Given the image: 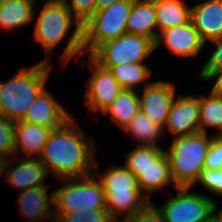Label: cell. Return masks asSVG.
<instances>
[{
  "label": "cell",
  "mask_w": 222,
  "mask_h": 222,
  "mask_svg": "<svg viewBox=\"0 0 222 222\" xmlns=\"http://www.w3.org/2000/svg\"><path fill=\"white\" fill-rule=\"evenodd\" d=\"M72 116L53 129L39 157L47 173L59 179L84 177L94 173L95 144L87 138Z\"/></svg>",
  "instance_id": "1"
},
{
  "label": "cell",
  "mask_w": 222,
  "mask_h": 222,
  "mask_svg": "<svg viewBox=\"0 0 222 222\" xmlns=\"http://www.w3.org/2000/svg\"><path fill=\"white\" fill-rule=\"evenodd\" d=\"M74 32L61 56V63L67 65L72 58L83 53L82 25L73 16L63 0H47L44 3L33 32V40L41 43L46 56L65 38L71 26Z\"/></svg>",
  "instance_id": "2"
},
{
  "label": "cell",
  "mask_w": 222,
  "mask_h": 222,
  "mask_svg": "<svg viewBox=\"0 0 222 222\" xmlns=\"http://www.w3.org/2000/svg\"><path fill=\"white\" fill-rule=\"evenodd\" d=\"M50 58L20 71L9 81H0V115L11 120H22L27 109L45 89L52 71Z\"/></svg>",
  "instance_id": "3"
},
{
  "label": "cell",
  "mask_w": 222,
  "mask_h": 222,
  "mask_svg": "<svg viewBox=\"0 0 222 222\" xmlns=\"http://www.w3.org/2000/svg\"><path fill=\"white\" fill-rule=\"evenodd\" d=\"M98 179L104 188L106 208L115 222L125 221L151 201L139 189L137 177L125 166H113Z\"/></svg>",
  "instance_id": "4"
},
{
  "label": "cell",
  "mask_w": 222,
  "mask_h": 222,
  "mask_svg": "<svg viewBox=\"0 0 222 222\" xmlns=\"http://www.w3.org/2000/svg\"><path fill=\"white\" fill-rule=\"evenodd\" d=\"M214 137H209L208 133L198 132L174 138L165 154L175 188L194 186L200 171L204 168V159Z\"/></svg>",
  "instance_id": "5"
},
{
  "label": "cell",
  "mask_w": 222,
  "mask_h": 222,
  "mask_svg": "<svg viewBox=\"0 0 222 222\" xmlns=\"http://www.w3.org/2000/svg\"><path fill=\"white\" fill-rule=\"evenodd\" d=\"M96 163L95 161V169L92 174L59 180V183H63L64 186L52 192L54 213H72L79 209L106 208L104 188L101 182L95 179V174L98 173Z\"/></svg>",
  "instance_id": "6"
},
{
  "label": "cell",
  "mask_w": 222,
  "mask_h": 222,
  "mask_svg": "<svg viewBox=\"0 0 222 222\" xmlns=\"http://www.w3.org/2000/svg\"><path fill=\"white\" fill-rule=\"evenodd\" d=\"M134 0H120L96 11L82 25L83 53L90 55L102 43L127 33L126 23Z\"/></svg>",
  "instance_id": "7"
},
{
  "label": "cell",
  "mask_w": 222,
  "mask_h": 222,
  "mask_svg": "<svg viewBox=\"0 0 222 222\" xmlns=\"http://www.w3.org/2000/svg\"><path fill=\"white\" fill-rule=\"evenodd\" d=\"M154 50L151 38L125 33L102 43L89 56L100 66L109 69L124 63H144Z\"/></svg>",
  "instance_id": "8"
},
{
  "label": "cell",
  "mask_w": 222,
  "mask_h": 222,
  "mask_svg": "<svg viewBox=\"0 0 222 222\" xmlns=\"http://www.w3.org/2000/svg\"><path fill=\"white\" fill-rule=\"evenodd\" d=\"M178 194L159 207L164 222H210L214 200L203 193L177 187Z\"/></svg>",
  "instance_id": "9"
},
{
  "label": "cell",
  "mask_w": 222,
  "mask_h": 222,
  "mask_svg": "<svg viewBox=\"0 0 222 222\" xmlns=\"http://www.w3.org/2000/svg\"><path fill=\"white\" fill-rule=\"evenodd\" d=\"M89 68L94 70L88 81L87 92L84 94L87 105L92 112L103 111L123 90L112 73L100 66L90 56ZM94 68V69H93Z\"/></svg>",
  "instance_id": "10"
},
{
  "label": "cell",
  "mask_w": 222,
  "mask_h": 222,
  "mask_svg": "<svg viewBox=\"0 0 222 222\" xmlns=\"http://www.w3.org/2000/svg\"><path fill=\"white\" fill-rule=\"evenodd\" d=\"M176 86L170 81L147 82L143 95H139L140 110L153 122L165 128L167 117L174 99Z\"/></svg>",
  "instance_id": "11"
},
{
  "label": "cell",
  "mask_w": 222,
  "mask_h": 222,
  "mask_svg": "<svg viewBox=\"0 0 222 222\" xmlns=\"http://www.w3.org/2000/svg\"><path fill=\"white\" fill-rule=\"evenodd\" d=\"M164 44L168 51L178 57H195L206 44L191 20L187 23L165 29L157 34L154 49Z\"/></svg>",
  "instance_id": "12"
},
{
  "label": "cell",
  "mask_w": 222,
  "mask_h": 222,
  "mask_svg": "<svg viewBox=\"0 0 222 222\" xmlns=\"http://www.w3.org/2000/svg\"><path fill=\"white\" fill-rule=\"evenodd\" d=\"M199 96H181L174 99L165 124L175 137L192 135L200 132L199 125Z\"/></svg>",
  "instance_id": "13"
},
{
  "label": "cell",
  "mask_w": 222,
  "mask_h": 222,
  "mask_svg": "<svg viewBox=\"0 0 222 222\" xmlns=\"http://www.w3.org/2000/svg\"><path fill=\"white\" fill-rule=\"evenodd\" d=\"M45 88L27 109L22 121L56 129L72 117Z\"/></svg>",
  "instance_id": "14"
},
{
  "label": "cell",
  "mask_w": 222,
  "mask_h": 222,
  "mask_svg": "<svg viewBox=\"0 0 222 222\" xmlns=\"http://www.w3.org/2000/svg\"><path fill=\"white\" fill-rule=\"evenodd\" d=\"M190 20L206 43L222 36V0H204L190 8Z\"/></svg>",
  "instance_id": "15"
},
{
  "label": "cell",
  "mask_w": 222,
  "mask_h": 222,
  "mask_svg": "<svg viewBox=\"0 0 222 222\" xmlns=\"http://www.w3.org/2000/svg\"><path fill=\"white\" fill-rule=\"evenodd\" d=\"M14 159V157L8 159L7 169H5L8 172L6 182L13 187H17L20 191L45 186L44 180L48 173L38 158L18 159L15 166L14 163L11 164Z\"/></svg>",
  "instance_id": "16"
},
{
  "label": "cell",
  "mask_w": 222,
  "mask_h": 222,
  "mask_svg": "<svg viewBox=\"0 0 222 222\" xmlns=\"http://www.w3.org/2000/svg\"><path fill=\"white\" fill-rule=\"evenodd\" d=\"M17 199L23 216L32 222H54L53 193L47 194L46 186L21 191ZM50 203V204H49ZM48 219L50 221H48Z\"/></svg>",
  "instance_id": "17"
},
{
  "label": "cell",
  "mask_w": 222,
  "mask_h": 222,
  "mask_svg": "<svg viewBox=\"0 0 222 222\" xmlns=\"http://www.w3.org/2000/svg\"><path fill=\"white\" fill-rule=\"evenodd\" d=\"M52 129L45 126L28 123L22 120L15 122V155L22 148L24 155L32 157L34 154L39 159L42 150L48 141Z\"/></svg>",
  "instance_id": "18"
},
{
  "label": "cell",
  "mask_w": 222,
  "mask_h": 222,
  "mask_svg": "<svg viewBox=\"0 0 222 222\" xmlns=\"http://www.w3.org/2000/svg\"><path fill=\"white\" fill-rule=\"evenodd\" d=\"M156 11L153 0H134L126 23L128 34L142 35L155 41Z\"/></svg>",
  "instance_id": "19"
},
{
  "label": "cell",
  "mask_w": 222,
  "mask_h": 222,
  "mask_svg": "<svg viewBox=\"0 0 222 222\" xmlns=\"http://www.w3.org/2000/svg\"><path fill=\"white\" fill-rule=\"evenodd\" d=\"M139 189L151 200V192L162 190L174 184L170 173L169 161L164 153L153 165L144 168L137 176Z\"/></svg>",
  "instance_id": "20"
},
{
  "label": "cell",
  "mask_w": 222,
  "mask_h": 222,
  "mask_svg": "<svg viewBox=\"0 0 222 222\" xmlns=\"http://www.w3.org/2000/svg\"><path fill=\"white\" fill-rule=\"evenodd\" d=\"M139 111V93L135 90L123 89L102 113L110 114L112 121L124 129Z\"/></svg>",
  "instance_id": "21"
},
{
  "label": "cell",
  "mask_w": 222,
  "mask_h": 222,
  "mask_svg": "<svg viewBox=\"0 0 222 222\" xmlns=\"http://www.w3.org/2000/svg\"><path fill=\"white\" fill-rule=\"evenodd\" d=\"M158 32L190 20V8L182 0H153Z\"/></svg>",
  "instance_id": "22"
},
{
  "label": "cell",
  "mask_w": 222,
  "mask_h": 222,
  "mask_svg": "<svg viewBox=\"0 0 222 222\" xmlns=\"http://www.w3.org/2000/svg\"><path fill=\"white\" fill-rule=\"evenodd\" d=\"M34 2L35 0H9L0 5V28L10 31L32 22Z\"/></svg>",
  "instance_id": "23"
},
{
  "label": "cell",
  "mask_w": 222,
  "mask_h": 222,
  "mask_svg": "<svg viewBox=\"0 0 222 222\" xmlns=\"http://www.w3.org/2000/svg\"><path fill=\"white\" fill-rule=\"evenodd\" d=\"M123 130L140 141L138 145L161 147L158 142L164 135V127L153 122L141 110Z\"/></svg>",
  "instance_id": "24"
},
{
  "label": "cell",
  "mask_w": 222,
  "mask_h": 222,
  "mask_svg": "<svg viewBox=\"0 0 222 222\" xmlns=\"http://www.w3.org/2000/svg\"><path fill=\"white\" fill-rule=\"evenodd\" d=\"M123 89L135 90L151 75V70L144 63H124L108 69Z\"/></svg>",
  "instance_id": "25"
},
{
  "label": "cell",
  "mask_w": 222,
  "mask_h": 222,
  "mask_svg": "<svg viewBox=\"0 0 222 222\" xmlns=\"http://www.w3.org/2000/svg\"><path fill=\"white\" fill-rule=\"evenodd\" d=\"M199 125L200 132L207 133L208 129L217 128L222 131V97L211 93L208 97L199 95Z\"/></svg>",
  "instance_id": "26"
},
{
  "label": "cell",
  "mask_w": 222,
  "mask_h": 222,
  "mask_svg": "<svg viewBox=\"0 0 222 222\" xmlns=\"http://www.w3.org/2000/svg\"><path fill=\"white\" fill-rule=\"evenodd\" d=\"M164 153L162 147L137 145L126 155L124 166L137 177L144 168L153 165Z\"/></svg>",
  "instance_id": "27"
},
{
  "label": "cell",
  "mask_w": 222,
  "mask_h": 222,
  "mask_svg": "<svg viewBox=\"0 0 222 222\" xmlns=\"http://www.w3.org/2000/svg\"><path fill=\"white\" fill-rule=\"evenodd\" d=\"M54 222H115L107 208L83 209L72 213H54Z\"/></svg>",
  "instance_id": "28"
},
{
  "label": "cell",
  "mask_w": 222,
  "mask_h": 222,
  "mask_svg": "<svg viewBox=\"0 0 222 222\" xmlns=\"http://www.w3.org/2000/svg\"><path fill=\"white\" fill-rule=\"evenodd\" d=\"M15 122L0 115V155L8 159L15 155Z\"/></svg>",
  "instance_id": "29"
},
{
  "label": "cell",
  "mask_w": 222,
  "mask_h": 222,
  "mask_svg": "<svg viewBox=\"0 0 222 222\" xmlns=\"http://www.w3.org/2000/svg\"><path fill=\"white\" fill-rule=\"evenodd\" d=\"M73 16L83 25L96 12V0H63Z\"/></svg>",
  "instance_id": "30"
},
{
  "label": "cell",
  "mask_w": 222,
  "mask_h": 222,
  "mask_svg": "<svg viewBox=\"0 0 222 222\" xmlns=\"http://www.w3.org/2000/svg\"><path fill=\"white\" fill-rule=\"evenodd\" d=\"M201 183L210 192L222 195V169H206L200 171L199 177L195 181Z\"/></svg>",
  "instance_id": "31"
},
{
  "label": "cell",
  "mask_w": 222,
  "mask_h": 222,
  "mask_svg": "<svg viewBox=\"0 0 222 222\" xmlns=\"http://www.w3.org/2000/svg\"><path fill=\"white\" fill-rule=\"evenodd\" d=\"M204 168L222 169V141L215 136L204 159Z\"/></svg>",
  "instance_id": "32"
},
{
  "label": "cell",
  "mask_w": 222,
  "mask_h": 222,
  "mask_svg": "<svg viewBox=\"0 0 222 222\" xmlns=\"http://www.w3.org/2000/svg\"><path fill=\"white\" fill-rule=\"evenodd\" d=\"M123 222H164V220L158 207L150 201L141 211Z\"/></svg>",
  "instance_id": "33"
},
{
  "label": "cell",
  "mask_w": 222,
  "mask_h": 222,
  "mask_svg": "<svg viewBox=\"0 0 222 222\" xmlns=\"http://www.w3.org/2000/svg\"><path fill=\"white\" fill-rule=\"evenodd\" d=\"M211 44H215L216 49L209 57L206 64L201 70H221L222 69V36L210 41Z\"/></svg>",
  "instance_id": "34"
},
{
  "label": "cell",
  "mask_w": 222,
  "mask_h": 222,
  "mask_svg": "<svg viewBox=\"0 0 222 222\" xmlns=\"http://www.w3.org/2000/svg\"><path fill=\"white\" fill-rule=\"evenodd\" d=\"M199 79L208 81L215 79L210 93L217 97H222V69L221 70H200Z\"/></svg>",
  "instance_id": "35"
},
{
  "label": "cell",
  "mask_w": 222,
  "mask_h": 222,
  "mask_svg": "<svg viewBox=\"0 0 222 222\" xmlns=\"http://www.w3.org/2000/svg\"><path fill=\"white\" fill-rule=\"evenodd\" d=\"M120 0H96V11H100L104 8L110 7L112 4Z\"/></svg>",
  "instance_id": "36"
},
{
  "label": "cell",
  "mask_w": 222,
  "mask_h": 222,
  "mask_svg": "<svg viewBox=\"0 0 222 222\" xmlns=\"http://www.w3.org/2000/svg\"><path fill=\"white\" fill-rule=\"evenodd\" d=\"M216 206H217V203L214 201L213 207H212V217H211V220H212V222H222V207H221L220 210H218V212H216L215 211V210H217Z\"/></svg>",
  "instance_id": "37"
},
{
  "label": "cell",
  "mask_w": 222,
  "mask_h": 222,
  "mask_svg": "<svg viewBox=\"0 0 222 222\" xmlns=\"http://www.w3.org/2000/svg\"><path fill=\"white\" fill-rule=\"evenodd\" d=\"M8 158L0 155V174L6 169Z\"/></svg>",
  "instance_id": "38"
},
{
  "label": "cell",
  "mask_w": 222,
  "mask_h": 222,
  "mask_svg": "<svg viewBox=\"0 0 222 222\" xmlns=\"http://www.w3.org/2000/svg\"><path fill=\"white\" fill-rule=\"evenodd\" d=\"M215 136H217L222 141V131L220 132V134H217Z\"/></svg>",
  "instance_id": "39"
},
{
  "label": "cell",
  "mask_w": 222,
  "mask_h": 222,
  "mask_svg": "<svg viewBox=\"0 0 222 222\" xmlns=\"http://www.w3.org/2000/svg\"><path fill=\"white\" fill-rule=\"evenodd\" d=\"M9 0H0V5H3L4 3L8 2Z\"/></svg>",
  "instance_id": "40"
}]
</instances>
